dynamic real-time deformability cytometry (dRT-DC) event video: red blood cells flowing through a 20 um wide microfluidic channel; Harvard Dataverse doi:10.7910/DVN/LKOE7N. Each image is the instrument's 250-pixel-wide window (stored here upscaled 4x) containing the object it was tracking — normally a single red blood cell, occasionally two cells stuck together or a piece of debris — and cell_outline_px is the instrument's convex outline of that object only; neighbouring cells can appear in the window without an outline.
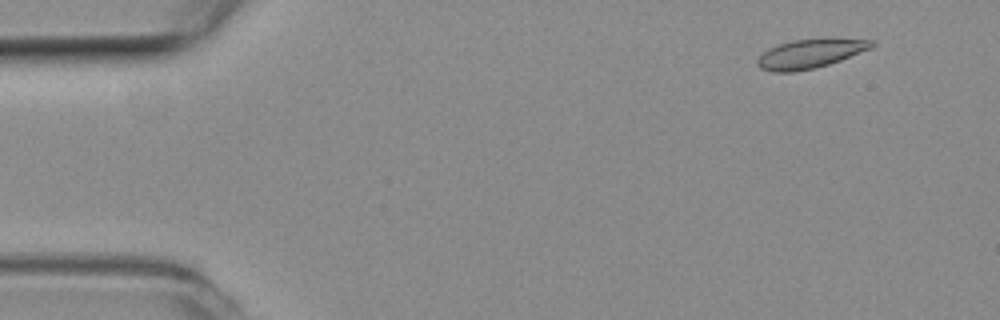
{"species": "common noctule bat (a hibernating species)", "species_latin": "Nyctalus noctula", "temperature_condition": "room temperature", "stored_images_in_passage": 51, "camera_frame_rate_fps": 3000, "um_per_image_px": 0.085, "animal": {"sex": "female", "body_mass_g": 19.3, "forearm_length_mm": 54.1}, "frame": {"image": 1, "passage_image": 1, "time_ms": 0.0, "image_size_px": [1000, 320], "cell_outline_px": [[876, 44], [868, 48], [840, 60], [816, 68], [792, 72], [772, 72], [760, 68], [756, 64], [756, 60], [768, 48], [780, 44], [796, 40], [876, 40]], "centroid_in_image_um": [68.76, 4.6], "position_along_channel_um": 16.2, "area_um2": 18.55}}
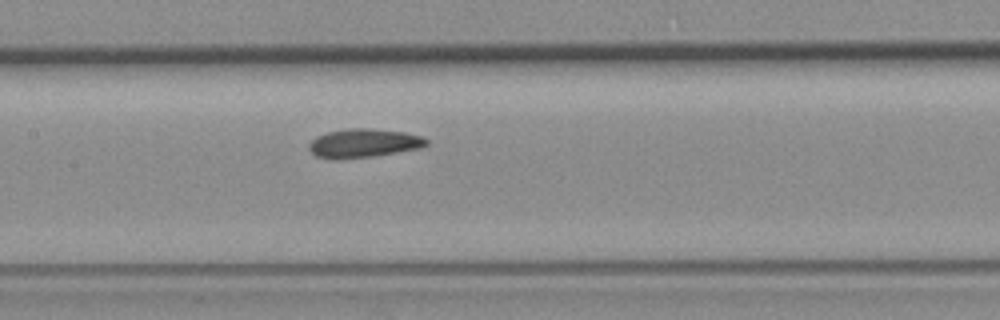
{"frame": {"image": 2, "passage_image": 22, "time_ms": 7.0, "image_size_px": [1000, 320], "cell_outline_px": [[428, 144], [420, 148], [372, 156], [336, 160], [332, 160], [316, 156], [308, 148], [308, 144], [316, 136], [328, 132], [348, 128], [368, 128], [404, 132], [420, 136], [428, 140]], "centroid_in_image_um": [30.86, 12.17], "position_along_channel_um": 176.5, "area_um2": 19.65}}
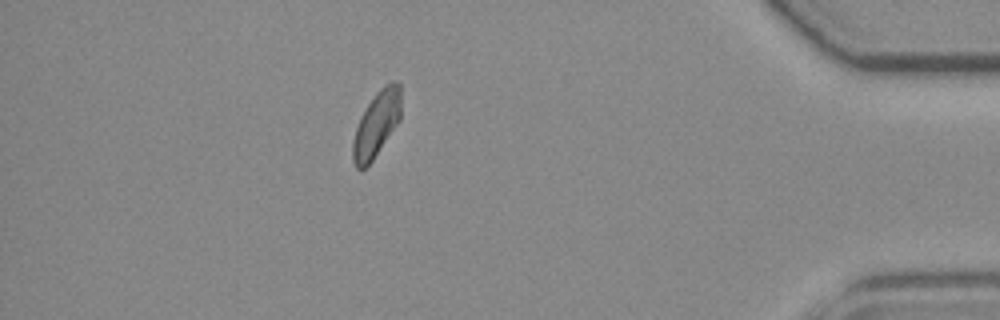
{"frame": {"image": 3, "passage_image": 44, "time_ms": 14.333, "image_size_px": [1000, 320], "cell_outline_px": [[400, 120], [372, 160], [360, 172], [356, 168], [352, 160], [352, 144], [356, 128], [360, 116], [376, 92], [384, 84], [392, 80], [396, 80], [400, 84]], "centroid_in_image_um": [31.99, 10.54], "position_along_channel_um": 403.2, "area_um2": 18.38}, "authors_computed_cell_mechanics": {"area_um2": 19.0162, "velocity_mm_per_s": 3.7677, "shape_relaxation_time_tau1_ms": null, "shape_relaxation_time_tau2_ms": 4.105, "deformation_change_tau1": null, "deformation_change_tau2": 0.0855}}